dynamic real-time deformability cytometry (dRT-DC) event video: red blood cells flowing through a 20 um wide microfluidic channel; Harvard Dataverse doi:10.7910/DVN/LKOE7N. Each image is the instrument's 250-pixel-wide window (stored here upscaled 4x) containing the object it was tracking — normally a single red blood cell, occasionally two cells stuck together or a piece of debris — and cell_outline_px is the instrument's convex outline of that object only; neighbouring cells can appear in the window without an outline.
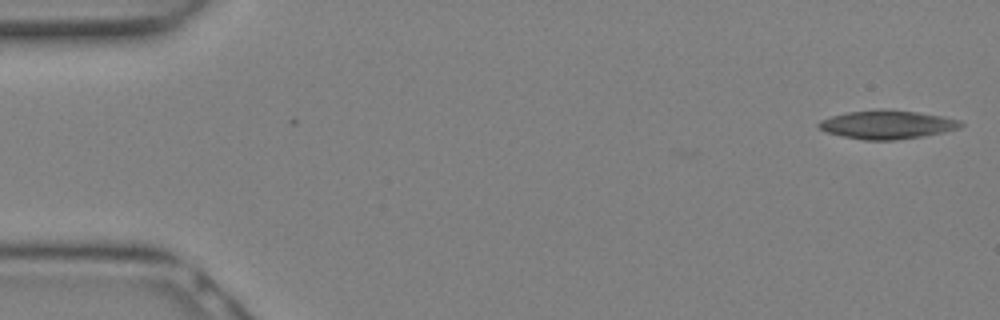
{"species": "Egyptian fruit bat (a non-hibernating species)", "species_latin": "Rousettus aegyptiacus", "temperature_condition": "warm", "stored_images_in_passage": 8, "camera_frame_rate_fps": 3000, "um_per_image_px": 0.085, "animal": {"sex": "female"}, "frame": {"image": 1, "passage_image": 1, "time_ms": 0.0, "image_size_px": [1000, 320], "cell_outline_px": [[964, 124], [960, 128], [944, 132], [924, 136], [896, 140], [864, 140], [824, 132], [816, 124], [820, 120], [832, 116], [848, 112], [880, 108], [888, 108], [944, 116], [960, 120]], "centroid_in_image_um": [75.42, 10.58], "position_along_channel_um": 9.6, "area_um2": 23.93}}
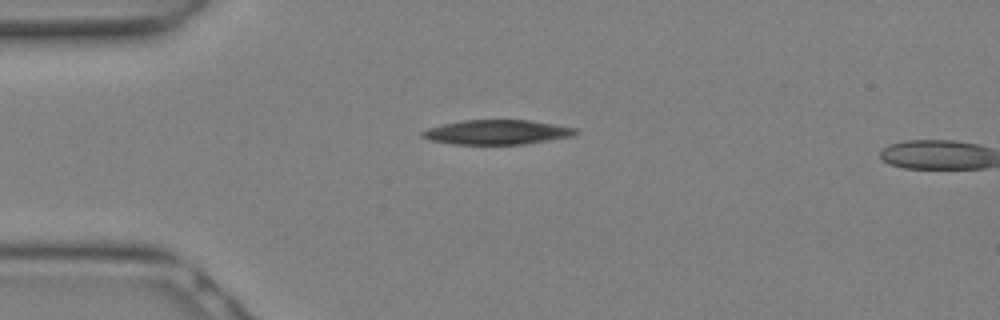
{"frame": {"image": 2, "passage_image": 7, "time_ms": 2.0, "image_size_px": [1000, 320], "cell_outline_px": [[580, 132], [572, 136], [524, 144], [452, 144], [432, 140], [420, 136], [420, 132], [428, 128], [444, 124], [464, 120], [528, 120], [576, 128]], "centroid_in_image_um": [42.24, 11.23], "position_along_channel_um": 42.8, "area_um2": 21.73}}